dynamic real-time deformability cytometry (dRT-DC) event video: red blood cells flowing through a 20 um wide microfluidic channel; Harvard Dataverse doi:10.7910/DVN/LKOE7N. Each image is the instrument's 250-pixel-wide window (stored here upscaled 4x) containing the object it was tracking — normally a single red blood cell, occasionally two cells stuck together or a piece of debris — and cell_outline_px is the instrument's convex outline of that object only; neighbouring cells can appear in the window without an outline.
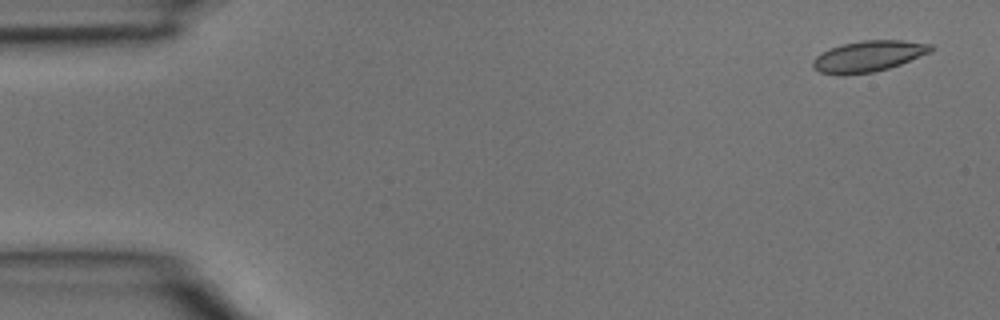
{"species": "common noctule bat (a hibernating species)", "species_latin": "Nyctalus noctula", "temperature_condition": "room temperature", "stored_images_in_passage": 5, "camera_frame_rate_fps": 3000, "um_per_image_px": 0.085, "animal": {"sex": "male", "body_mass_g": 15.6}, "frame": {"image": 1, "passage_image": 1, "time_ms": 0.0, "image_size_px": [1000, 320], "cell_outline_px": [[936, 48], [932, 52], [900, 64], [888, 68], [872, 72], [844, 76], [840, 76], [820, 72], [812, 68], [812, 60], [816, 56], [832, 48], [844, 44], [864, 40], [900, 40], [932, 44]], "centroid_in_image_um": [73.83, 4.79], "position_along_channel_um": 11.2, "area_um2": 21.39}}
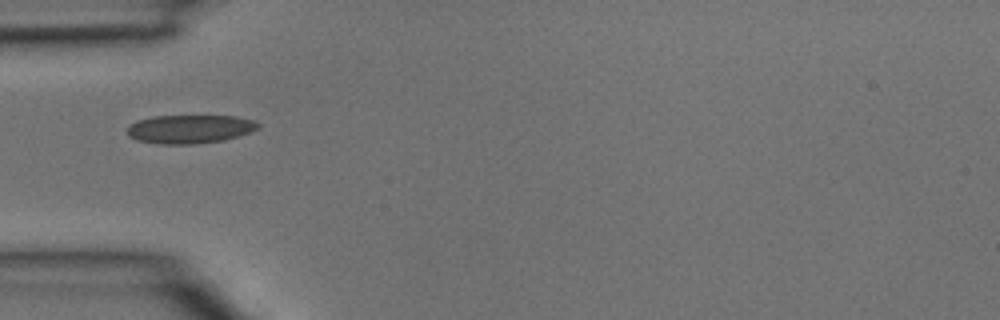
{"frame": {"image": 2, "passage_image": 4, "time_ms": 1.0, "image_size_px": [1000, 320], "cell_outline_px": [[260, 128], [252, 132], [224, 140], [196, 144], [160, 144], [136, 140], [128, 136], [128, 124], [136, 120], [152, 116], [236, 116], [256, 120], [260, 124]], "centroid_in_image_um": [16.15, 10.96], "position_along_channel_um": 68.8, "area_um2": 22.14}}